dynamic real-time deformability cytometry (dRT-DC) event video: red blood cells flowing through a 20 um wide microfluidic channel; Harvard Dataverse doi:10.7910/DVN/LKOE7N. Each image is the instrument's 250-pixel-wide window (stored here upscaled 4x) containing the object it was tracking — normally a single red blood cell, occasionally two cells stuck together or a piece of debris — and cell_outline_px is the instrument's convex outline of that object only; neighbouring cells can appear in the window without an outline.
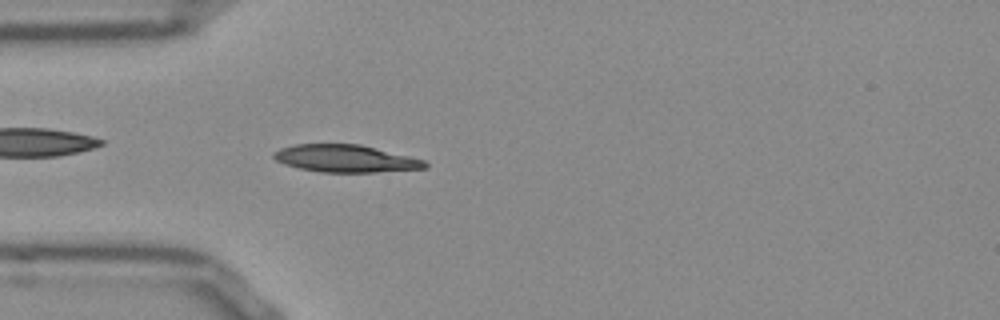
{"species": "Egyptian fruit bat (a non-hibernating species)", "species_latin": "Rousettus aegyptiacus", "temperature_condition": "room temperature", "stored_images_in_passage": 52, "camera_frame_rate_fps": 3000, "um_per_image_px": 0.085, "frame": {"image": 1, "passage_image": 14, "time_ms": 4.333, "image_size_px": [1000, 320], "cell_outline_px": [[428, 168], [376, 172], [320, 172], [300, 168], [284, 164], [276, 160], [272, 156], [272, 152], [280, 148], [296, 144], [360, 144], [424, 160], [428, 164]], "centroid_in_image_um": [29.35, 13.47], "position_along_channel_um": 55.7, "area_um2": 24.04}}
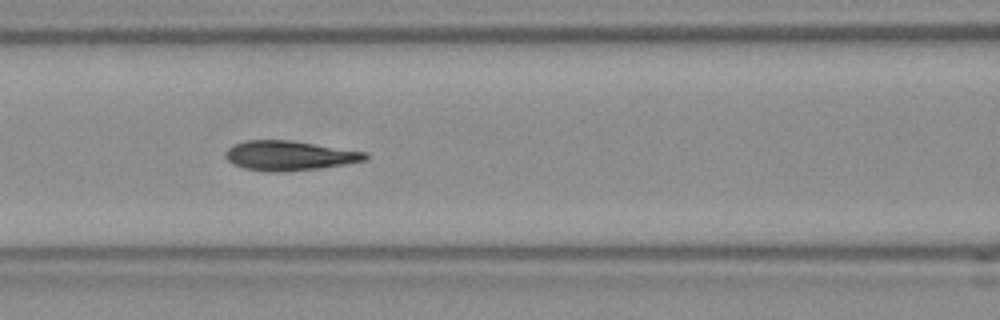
{"frame": {"image": 2, "passage_image": 21, "time_ms": 6.667, "image_size_px": [1000, 320], "cell_outline_px": [[368, 160], [348, 164], [320, 168], [284, 172], [272, 172], [244, 168], [232, 164], [224, 156], [224, 152], [232, 144], [244, 140], [292, 140], [368, 152]], "centroid_in_image_um": [24.6, 13.22], "position_along_channel_um": 142.0, "area_um2": 24.57}}
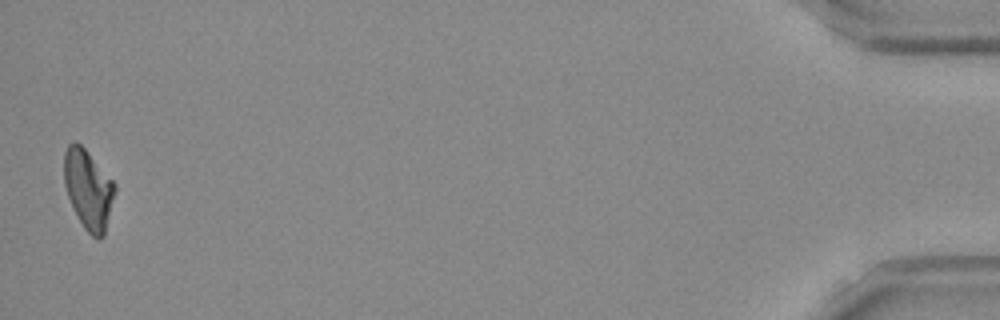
{"frame": {"image": 3, "passage_image": 51, "time_ms": 16.667, "image_size_px": [1000, 320], "cell_outline_px": [[116, 192], [104, 236], [100, 240], [92, 236], [84, 228], [68, 196], [64, 184], [64, 152], [68, 144], [80, 144], [84, 148], [116, 184]], "centroid_in_image_um": [7.53, 16.12], "position_along_channel_um": 427.7, "area_um2": 23.24}, "authors_computed_cell_mechanics": {"area_um2": 23.6691, "velocity_mm_per_s": 3.8378, "shape_relaxation_time_tau1_ms": 6.0943, "shape_relaxation_time_tau2_ms": 2.3005, "deformation_change_tau1": 0.1826, "deformation_change_tau2": 0.0851}}